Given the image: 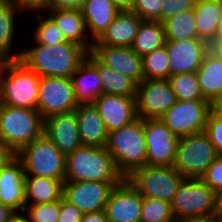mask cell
I'll return each mask as SVG.
<instances>
[{
    "label": "cell",
    "instance_id": "8",
    "mask_svg": "<svg viewBox=\"0 0 222 222\" xmlns=\"http://www.w3.org/2000/svg\"><path fill=\"white\" fill-rule=\"evenodd\" d=\"M126 179L142 197L156 198L171 203L185 178L173 166L145 165L134 170Z\"/></svg>",
    "mask_w": 222,
    "mask_h": 222
},
{
    "label": "cell",
    "instance_id": "51",
    "mask_svg": "<svg viewBox=\"0 0 222 222\" xmlns=\"http://www.w3.org/2000/svg\"><path fill=\"white\" fill-rule=\"evenodd\" d=\"M120 11L130 10L134 0H112Z\"/></svg>",
    "mask_w": 222,
    "mask_h": 222
},
{
    "label": "cell",
    "instance_id": "28",
    "mask_svg": "<svg viewBox=\"0 0 222 222\" xmlns=\"http://www.w3.org/2000/svg\"><path fill=\"white\" fill-rule=\"evenodd\" d=\"M64 182L42 176L25 175L26 205L52 203L61 200Z\"/></svg>",
    "mask_w": 222,
    "mask_h": 222
},
{
    "label": "cell",
    "instance_id": "34",
    "mask_svg": "<svg viewBox=\"0 0 222 222\" xmlns=\"http://www.w3.org/2000/svg\"><path fill=\"white\" fill-rule=\"evenodd\" d=\"M144 79H168L170 77V62L167 49L164 46L142 57Z\"/></svg>",
    "mask_w": 222,
    "mask_h": 222
},
{
    "label": "cell",
    "instance_id": "50",
    "mask_svg": "<svg viewBox=\"0 0 222 222\" xmlns=\"http://www.w3.org/2000/svg\"><path fill=\"white\" fill-rule=\"evenodd\" d=\"M8 222H31L29 217L25 214V212H14Z\"/></svg>",
    "mask_w": 222,
    "mask_h": 222
},
{
    "label": "cell",
    "instance_id": "56",
    "mask_svg": "<svg viewBox=\"0 0 222 222\" xmlns=\"http://www.w3.org/2000/svg\"><path fill=\"white\" fill-rule=\"evenodd\" d=\"M215 222H222V213L215 214Z\"/></svg>",
    "mask_w": 222,
    "mask_h": 222
},
{
    "label": "cell",
    "instance_id": "31",
    "mask_svg": "<svg viewBox=\"0 0 222 222\" xmlns=\"http://www.w3.org/2000/svg\"><path fill=\"white\" fill-rule=\"evenodd\" d=\"M165 29L160 21L143 20L138 28L131 49L143 57L165 45Z\"/></svg>",
    "mask_w": 222,
    "mask_h": 222
},
{
    "label": "cell",
    "instance_id": "52",
    "mask_svg": "<svg viewBox=\"0 0 222 222\" xmlns=\"http://www.w3.org/2000/svg\"><path fill=\"white\" fill-rule=\"evenodd\" d=\"M177 222H215V215L199 217V218H187L179 220Z\"/></svg>",
    "mask_w": 222,
    "mask_h": 222
},
{
    "label": "cell",
    "instance_id": "41",
    "mask_svg": "<svg viewBox=\"0 0 222 222\" xmlns=\"http://www.w3.org/2000/svg\"><path fill=\"white\" fill-rule=\"evenodd\" d=\"M196 0H162V23L183 11L194 9Z\"/></svg>",
    "mask_w": 222,
    "mask_h": 222
},
{
    "label": "cell",
    "instance_id": "35",
    "mask_svg": "<svg viewBox=\"0 0 222 222\" xmlns=\"http://www.w3.org/2000/svg\"><path fill=\"white\" fill-rule=\"evenodd\" d=\"M172 90L179 101L205 100L197 79L196 72L176 74L168 78Z\"/></svg>",
    "mask_w": 222,
    "mask_h": 222
},
{
    "label": "cell",
    "instance_id": "47",
    "mask_svg": "<svg viewBox=\"0 0 222 222\" xmlns=\"http://www.w3.org/2000/svg\"><path fill=\"white\" fill-rule=\"evenodd\" d=\"M15 154L0 141V169L3 168Z\"/></svg>",
    "mask_w": 222,
    "mask_h": 222
},
{
    "label": "cell",
    "instance_id": "11",
    "mask_svg": "<svg viewBox=\"0 0 222 222\" xmlns=\"http://www.w3.org/2000/svg\"><path fill=\"white\" fill-rule=\"evenodd\" d=\"M77 106L71 78L40 77L37 110L43 120L75 111Z\"/></svg>",
    "mask_w": 222,
    "mask_h": 222
},
{
    "label": "cell",
    "instance_id": "37",
    "mask_svg": "<svg viewBox=\"0 0 222 222\" xmlns=\"http://www.w3.org/2000/svg\"><path fill=\"white\" fill-rule=\"evenodd\" d=\"M24 212L31 222H57L60 214V200L52 203L26 205Z\"/></svg>",
    "mask_w": 222,
    "mask_h": 222
},
{
    "label": "cell",
    "instance_id": "53",
    "mask_svg": "<svg viewBox=\"0 0 222 222\" xmlns=\"http://www.w3.org/2000/svg\"><path fill=\"white\" fill-rule=\"evenodd\" d=\"M216 213H222V188L216 192Z\"/></svg>",
    "mask_w": 222,
    "mask_h": 222
},
{
    "label": "cell",
    "instance_id": "3",
    "mask_svg": "<svg viewBox=\"0 0 222 222\" xmlns=\"http://www.w3.org/2000/svg\"><path fill=\"white\" fill-rule=\"evenodd\" d=\"M106 150L113 156L124 178L146 165L144 120L137 118L127 126L108 133Z\"/></svg>",
    "mask_w": 222,
    "mask_h": 222
},
{
    "label": "cell",
    "instance_id": "42",
    "mask_svg": "<svg viewBox=\"0 0 222 222\" xmlns=\"http://www.w3.org/2000/svg\"><path fill=\"white\" fill-rule=\"evenodd\" d=\"M24 15L45 13L50 10V0H12Z\"/></svg>",
    "mask_w": 222,
    "mask_h": 222
},
{
    "label": "cell",
    "instance_id": "55",
    "mask_svg": "<svg viewBox=\"0 0 222 222\" xmlns=\"http://www.w3.org/2000/svg\"><path fill=\"white\" fill-rule=\"evenodd\" d=\"M222 40V17L217 25L216 29V42Z\"/></svg>",
    "mask_w": 222,
    "mask_h": 222
},
{
    "label": "cell",
    "instance_id": "43",
    "mask_svg": "<svg viewBox=\"0 0 222 222\" xmlns=\"http://www.w3.org/2000/svg\"><path fill=\"white\" fill-rule=\"evenodd\" d=\"M82 213L63 197L60 200V214L57 222H80Z\"/></svg>",
    "mask_w": 222,
    "mask_h": 222
},
{
    "label": "cell",
    "instance_id": "17",
    "mask_svg": "<svg viewBox=\"0 0 222 222\" xmlns=\"http://www.w3.org/2000/svg\"><path fill=\"white\" fill-rule=\"evenodd\" d=\"M93 104L103 120L107 133L127 126L138 118L135 96L102 94Z\"/></svg>",
    "mask_w": 222,
    "mask_h": 222
},
{
    "label": "cell",
    "instance_id": "21",
    "mask_svg": "<svg viewBox=\"0 0 222 222\" xmlns=\"http://www.w3.org/2000/svg\"><path fill=\"white\" fill-rule=\"evenodd\" d=\"M43 133L65 156L82 146L76 111L46 118Z\"/></svg>",
    "mask_w": 222,
    "mask_h": 222
},
{
    "label": "cell",
    "instance_id": "48",
    "mask_svg": "<svg viewBox=\"0 0 222 222\" xmlns=\"http://www.w3.org/2000/svg\"><path fill=\"white\" fill-rule=\"evenodd\" d=\"M210 112L216 118H219L222 120V96L210 102Z\"/></svg>",
    "mask_w": 222,
    "mask_h": 222
},
{
    "label": "cell",
    "instance_id": "14",
    "mask_svg": "<svg viewBox=\"0 0 222 222\" xmlns=\"http://www.w3.org/2000/svg\"><path fill=\"white\" fill-rule=\"evenodd\" d=\"M120 182L65 181L62 197L82 214L105 210L113 188Z\"/></svg>",
    "mask_w": 222,
    "mask_h": 222
},
{
    "label": "cell",
    "instance_id": "10",
    "mask_svg": "<svg viewBox=\"0 0 222 222\" xmlns=\"http://www.w3.org/2000/svg\"><path fill=\"white\" fill-rule=\"evenodd\" d=\"M209 113L210 102L207 100H177L160 119L181 138L205 131Z\"/></svg>",
    "mask_w": 222,
    "mask_h": 222
},
{
    "label": "cell",
    "instance_id": "5",
    "mask_svg": "<svg viewBox=\"0 0 222 222\" xmlns=\"http://www.w3.org/2000/svg\"><path fill=\"white\" fill-rule=\"evenodd\" d=\"M16 156L22 162L25 175L65 181L66 156L44 133L23 147Z\"/></svg>",
    "mask_w": 222,
    "mask_h": 222
},
{
    "label": "cell",
    "instance_id": "27",
    "mask_svg": "<svg viewBox=\"0 0 222 222\" xmlns=\"http://www.w3.org/2000/svg\"><path fill=\"white\" fill-rule=\"evenodd\" d=\"M78 105L93 104L102 95V84L96 68L85 59L71 77Z\"/></svg>",
    "mask_w": 222,
    "mask_h": 222
},
{
    "label": "cell",
    "instance_id": "15",
    "mask_svg": "<svg viewBox=\"0 0 222 222\" xmlns=\"http://www.w3.org/2000/svg\"><path fill=\"white\" fill-rule=\"evenodd\" d=\"M143 197L125 178L110 193L105 206L109 222H140Z\"/></svg>",
    "mask_w": 222,
    "mask_h": 222
},
{
    "label": "cell",
    "instance_id": "6",
    "mask_svg": "<svg viewBox=\"0 0 222 222\" xmlns=\"http://www.w3.org/2000/svg\"><path fill=\"white\" fill-rule=\"evenodd\" d=\"M170 205L176 222L215 215L216 192L200 178H185Z\"/></svg>",
    "mask_w": 222,
    "mask_h": 222
},
{
    "label": "cell",
    "instance_id": "20",
    "mask_svg": "<svg viewBox=\"0 0 222 222\" xmlns=\"http://www.w3.org/2000/svg\"><path fill=\"white\" fill-rule=\"evenodd\" d=\"M25 172L15 155L0 169V202L14 212H23L25 202Z\"/></svg>",
    "mask_w": 222,
    "mask_h": 222
},
{
    "label": "cell",
    "instance_id": "7",
    "mask_svg": "<svg viewBox=\"0 0 222 222\" xmlns=\"http://www.w3.org/2000/svg\"><path fill=\"white\" fill-rule=\"evenodd\" d=\"M217 157L209 135L203 131L179 138L173 167L184 178H200Z\"/></svg>",
    "mask_w": 222,
    "mask_h": 222
},
{
    "label": "cell",
    "instance_id": "32",
    "mask_svg": "<svg viewBox=\"0 0 222 222\" xmlns=\"http://www.w3.org/2000/svg\"><path fill=\"white\" fill-rule=\"evenodd\" d=\"M33 15V17H32ZM31 22L29 27L33 26L31 30L32 38H27L28 42L33 44H44V45H58L66 42L61 31L58 29L54 20L45 12V13H34L28 15ZM33 40V41H31Z\"/></svg>",
    "mask_w": 222,
    "mask_h": 222
},
{
    "label": "cell",
    "instance_id": "33",
    "mask_svg": "<svg viewBox=\"0 0 222 222\" xmlns=\"http://www.w3.org/2000/svg\"><path fill=\"white\" fill-rule=\"evenodd\" d=\"M166 41L198 38L194 9L183 11L163 22Z\"/></svg>",
    "mask_w": 222,
    "mask_h": 222
},
{
    "label": "cell",
    "instance_id": "44",
    "mask_svg": "<svg viewBox=\"0 0 222 222\" xmlns=\"http://www.w3.org/2000/svg\"><path fill=\"white\" fill-rule=\"evenodd\" d=\"M19 60L11 56L0 55V95L3 91L7 74L12 65Z\"/></svg>",
    "mask_w": 222,
    "mask_h": 222
},
{
    "label": "cell",
    "instance_id": "39",
    "mask_svg": "<svg viewBox=\"0 0 222 222\" xmlns=\"http://www.w3.org/2000/svg\"><path fill=\"white\" fill-rule=\"evenodd\" d=\"M200 179L215 192L222 188V156L213 161Z\"/></svg>",
    "mask_w": 222,
    "mask_h": 222
},
{
    "label": "cell",
    "instance_id": "36",
    "mask_svg": "<svg viewBox=\"0 0 222 222\" xmlns=\"http://www.w3.org/2000/svg\"><path fill=\"white\" fill-rule=\"evenodd\" d=\"M140 222H176L170 203L151 197H143Z\"/></svg>",
    "mask_w": 222,
    "mask_h": 222
},
{
    "label": "cell",
    "instance_id": "26",
    "mask_svg": "<svg viewBox=\"0 0 222 222\" xmlns=\"http://www.w3.org/2000/svg\"><path fill=\"white\" fill-rule=\"evenodd\" d=\"M196 75L205 100L211 102L222 96V59L211 49L204 55Z\"/></svg>",
    "mask_w": 222,
    "mask_h": 222
},
{
    "label": "cell",
    "instance_id": "18",
    "mask_svg": "<svg viewBox=\"0 0 222 222\" xmlns=\"http://www.w3.org/2000/svg\"><path fill=\"white\" fill-rule=\"evenodd\" d=\"M91 53L102 64L129 77L137 85L144 80L142 57L131 47L93 46Z\"/></svg>",
    "mask_w": 222,
    "mask_h": 222
},
{
    "label": "cell",
    "instance_id": "54",
    "mask_svg": "<svg viewBox=\"0 0 222 222\" xmlns=\"http://www.w3.org/2000/svg\"><path fill=\"white\" fill-rule=\"evenodd\" d=\"M210 49L222 59V40L215 42Z\"/></svg>",
    "mask_w": 222,
    "mask_h": 222
},
{
    "label": "cell",
    "instance_id": "13",
    "mask_svg": "<svg viewBox=\"0 0 222 222\" xmlns=\"http://www.w3.org/2000/svg\"><path fill=\"white\" fill-rule=\"evenodd\" d=\"M146 165L173 166L179 142L161 119H145Z\"/></svg>",
    "mask_w": 222,
    "mask_h": 222
},
{
    "label": "cell",
    "instance_id": "40",
    "mask_svg": "<svg viewBox=\"0 0 222 222\" xmlns=\"http://www.w3.org/2000/svg\"><path fill=\"white\" fill-rule=\"evenodd\" d=\"M205 132L209 135L218 156H222V120L216 118L211 112L208 115Z\"/></svg>",
    "mask_w": 222,
    "mask_h": 222
},
{
    "label": "cell",
    "instance_id": "24",
    "mask_svg": "<svg viewBox=\"0 0 222 222\" xmlns=\"http://www.w3.org/2000/svg\"><path fill=\"white\" fill-rule=\"evenodd\" d=\"M80 9L93 42L102 36L120 12L112 0H86Z\"/></svg>",
    "mask_w": 222,
    "mask_h": 222
},
{
    "label": "cell",
    "instance_id": "12",
    "mask_svg": "<svg viewBox=\"0 0 222 222\" xmlns=\"http://www.w3.org/2000/svg\"><path fill=\"white\" fill-rule=\"evenodd\" d=\"M135 101L138 118L160 119L177 97L168 79H144L137 85Z\"/></svg>",
    "mask_w": 222,
    "mask_h": 222
},
{
    "label": "cell",
    "instance_id": "30",
    "mask_svg": "<svg viewBox=\"0 0 222 222\" xmlns=\"http://www.w3.org/2000/svg\"><path fill=\"white\" fill-rule=\"evenodd\" d=\"M86 59L96 68L102 84V94L135 96L137 84L127 76L102 64L91 52Z\"/></svg>",
    "mask_w": 222,
    "mask_h": 222
},
{
    "label": "cell",
    "instance_id": "2",
    "mask_svg": "<svg viewBox=\"0 0 222 222\" xmlns=\"http://www.w3.org/2000/svg\"><path fill=\"white\" fill-rule=\"evenodd\" d=\"M124 179L105 147L80 146L66 156L65 181L122 182Z\"/></svg>",
    "mask_w": 222,
    "mask_h": 222
},
{
    "label": "cell",
    "instance_id": "38",
    "mask_svg": "<svg viewBox=\"0 0 222 222\" xmlns=\"http://www.w3.org/2000/svg\"><path fill=\"white\" fill-rule=\"evenodd\" d=\"M162 0H134L130 9L142 20L162 23Z\"/></svg>",
    "mask_w": 222,
    "mask_h": 222
},
{
    "label": "cell",
    "instance_id": "4",
    "mask_svg": "<svg viewBox=\"0 0 222 222\" xmlns=\"http://www.w3.org/2000/svg\"><path fill=\"white\" fill-rule=\"evenodd\" d=\"M43 130L44 120L37 109L0 104V141L15 155Z\"/></svg>",
    "mask_w": 222,
    "mask_h": 222
},
{
    "label": "cell",
    "instance_id": "23",
    "mask_svg": "<svg viewBox=\"0 0 222 222\" xmlns=\"http://www.w3.org/2000/svg\"><path fill=\"white\" fill-rule=\"evenodd\" d=\"M142 21L130 10L120 11L93 46L131 47Z\"/></svg>",
    "mask_w": 222,
    "mask_h": 222
},
{
    "label": "cell",
    "instance_id": "49",
    "mask_svg": "<svg viewBox=\"0 0 222 222\" xmlns=\"http://www.w3.org/2000/svg\"><path fill=\"white\" fill-rule=\"evenodd\" d=\"M13 213L14 211L0 202V222H8Z\"/></svg>",
    "mask_w": 222,
    "mask_h": 222
},
{
    "label": "cell",
    "instance_id": "9",
    "mask_svg": "<svg viewBox=\"0 0 222 222\" xmlns=\"http://www.w3.org/2000/svg\"><path fill=\"white\" fill-rule=\"evenodd\" d=\"M39 82L40 76L17 60L7 74L0 104L37 109Z\"/></svg>",
    "mask_w": 222,
    "mask_h": 222
},
{
    "label": "cell",
    "instance_id": "46",
    "mask_svg": "<svg viewBox=\"0 0 222 222\" xmlns=\"http://www.w3.org/2000/svg\"><path fill=\"white\" fill-rule=\"evenodd\" d=\"M80 222H109L105 210L92 212V213H85L81 216Z\"/></svg>",
    "mask_w": 222,
    "mask_h": 222
},
{
    "label": "cell",
    "instance_id": "25",
    "mask_svg": "<svg viewBox=\"0 0 222 222\" xmlns=\"http://www.w3.org/2000/svg\"><path fill=\"white\" fill-rule=\"evenodd\" d=\"M82 146L105 147L108 133L94 104H80L75 109Z\"/></svg>",
    "mask_w": 222,
    "mask_h": 222
},
{
    "label": "cell",
    "instance_id": "1",
    "mask_svg": "<svg viewBox=\"0 0 222 222\" xmlns=\"http://www.w3.org/2000/svg\"><path fill=\"white\" fill-rule=\"evenodd\" d=\"M87 53L81 46L68 41L51 46L27 43L19 61L40 77L71 78Z\"/></svg>",
    "mask_w": 222,
    "mask_h": 222
},
{
    "label": "cell",
    "instance_id": "19",
    "mask_svg": "<svg viewBox=\"0 0 222 222\" xmlns=\"http://www.w3.org/2000/svg\"><path fill=\"white\" fill-rule=\"evenodd\" d=\"M25 18H27V16H25L24 13L17 8L12 0H0V55L11 56L18 59L20 58L22 51L21 43L23 41L22 37L24 34V36L27 37L31 36L30 32L29 35H26L25 30L21 37L18 35L22 33L21 31L25 28H22L24 24L21 25V23H23L22 20ZM16 43H18L21 47L17 48L18 44Z\"/></svg>",
    "mask_w": 222,
    "mask_h": 222
},
{
    "label": "cell",
    "instance_id": "22",
    "mask_svg": "<svg viewBox=\"0 0 222 222\" xmlns=\"http://www.w3.org/2000/svg\"><path fill=\"white\" fill-rule=\"evenodd\" d=\"M46 13L54 20L66 41L91 52L94 42L88 35L81 9H55Z\"/></svg>",
    "mask_w": 222,
    "mask_h": 222
},
{
    "label": "cell",
    "instance_id": "45",
    "mask_svg": "<svg viewBox=\"0 0 222 222\" xmlns=\"http://www.w3.org/2000/svg\"><path fill=\"white\" fill-rule=\"evenodd\" d=\"M86 0H50V10L80 9Z\"/></svg>",
    "mask_w": 222,
    "mask_h": 222
},
{
    "label": "cell",
    "instance_id": "29",
    "mask_svg": "<svg viewBox=\"0 0 222 222\" xmlns=\"http://www.w3.org/2000/svg\"><path fill=\"white\" fill-rule=\"evenodd\" d=\"M195 18L198 38L206 41L210 47L216 42V29L222 17L220 0H196Z\"/></svg>",
    "mask_w": 222,
    "mask_h": 222
},
{
    "label": "cell",
    "instance_id": "16",
    "mask_svg": "<svg viewBox=\"0 0 222 222\" xmlns=\"http://www.w3.org/2000/svg\"><path fill=\"white\" fill-rule=\"evenodd\" d=\"M170 62V76L196 72L210 45L202 39L166 41Z\"/></svg>",
    "mask_w": 222,
    "mask_h": 222
}]
</instances>
